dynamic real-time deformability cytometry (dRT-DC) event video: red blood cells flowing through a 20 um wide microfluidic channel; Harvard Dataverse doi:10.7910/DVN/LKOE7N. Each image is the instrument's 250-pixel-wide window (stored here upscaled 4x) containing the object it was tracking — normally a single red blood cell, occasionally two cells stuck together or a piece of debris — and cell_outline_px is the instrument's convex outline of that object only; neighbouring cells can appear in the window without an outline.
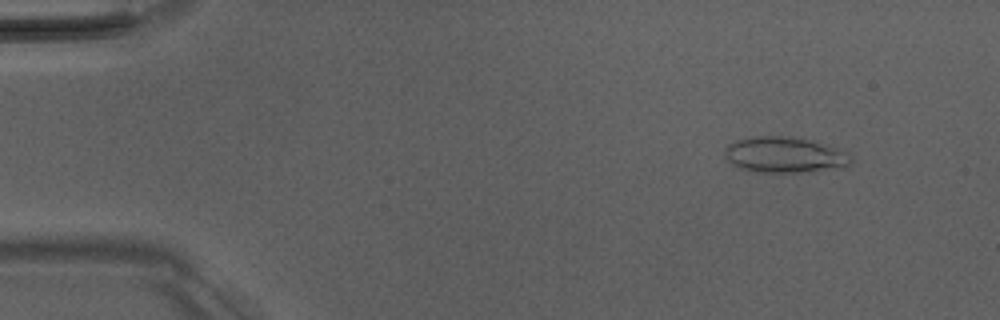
{"species": "Egyptian fruit bat (a non-hibernating species)", "species_latin": "Rousettus aegyptiacus", "temperature_condition": "room temperature", "stored_images_in_passage": 5, "camera_frame_rate_fps": 3000, "um_per_image_px": 0.085, "animal": {"sex": "male"}, "frame": {"image": 1, "passage_image": 2, "time_ms": 1.0, "image_size_px": [1000, 320], "cell_outline_px": [[852, 160], [844, 168], [808, 172], [756, 172], [740, 168], [732, 164], [724, 156], [724, 148], [728, 144], [736, 140], [756, 136], [788, 136], [828, 144], [848, 152], [852, 156]], "centroid_in_image_um": [66.72, 13.17], "position_along_channel_um": 18.3, "area_um2": 26.7}}